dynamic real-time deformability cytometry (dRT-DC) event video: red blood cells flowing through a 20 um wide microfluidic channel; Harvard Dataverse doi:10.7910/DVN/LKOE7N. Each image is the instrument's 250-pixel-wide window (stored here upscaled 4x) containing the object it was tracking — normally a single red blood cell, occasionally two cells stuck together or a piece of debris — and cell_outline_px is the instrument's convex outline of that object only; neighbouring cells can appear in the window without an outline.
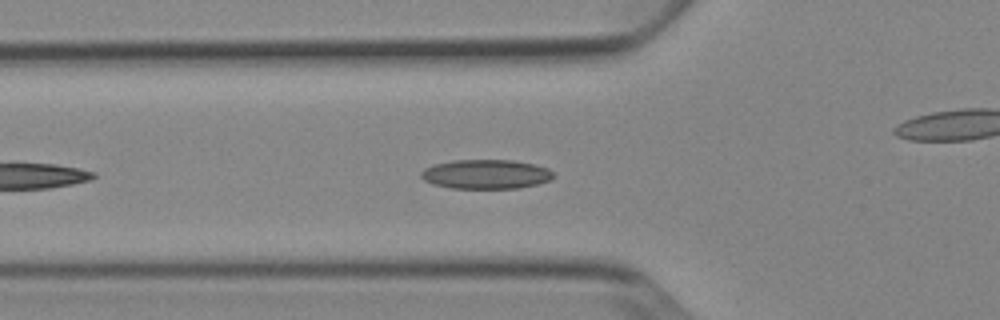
{"species": "Egyptian fruit bat (a non-hibernating species)", "species_latin": "Rousettus aegyptiacus", "temperature_condition": "cold", "stored_images_in_passage": 22, "camera_frame_rate_fps": 3000, "um_per_image_px": 0.085, "animal": {"sex": "female"}, "frame": {"image": 1, "passage_image": 7, "time_ms": 2.0, "image_size_px": [1000, 320], "cell_outline_px": [[552, 180], [536, 184], [516, 188], [452, 188], [432, 184], [424, 180], [420, 176], [420, 172], [424, 168], [432, 164], [452, 160], [512, 160], [536, 164], [548, 168], [552, 172]], "centroid_in_image_um": [41.27, 14.8], "position_along_channel_um": 84.5, "area_um2": 22.72}}
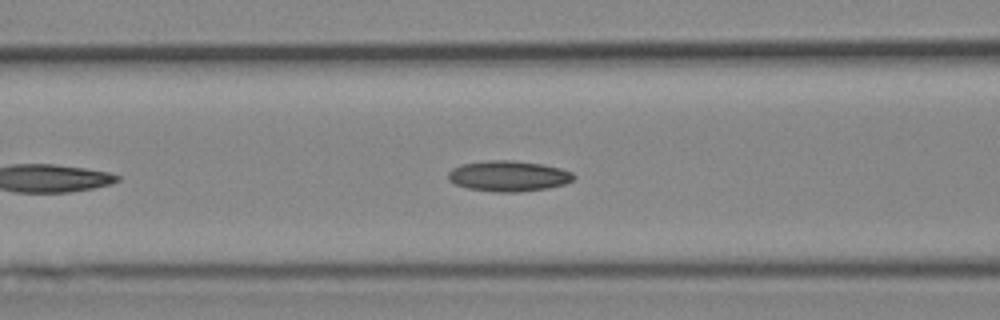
{"frame": {"image": 2, "passage_image": 10, "time_ms": 3.0, "image_size_px": [1000, 320], "cell_outline_px": [[576, 176], [572, 180], [564, 184], [548, 188], [520, 192], [496, 192], [468, 188], [456, 184], [448, 180], [448, 172], [452, 168], [460, 164], [484, 160], [512, 160], [544, 164], [560, 168], [572, 172]], "centroid_in_image_um": [43.21, 14.95], "position_along_channel_um": 123.4, "area_um2": 22.6}}
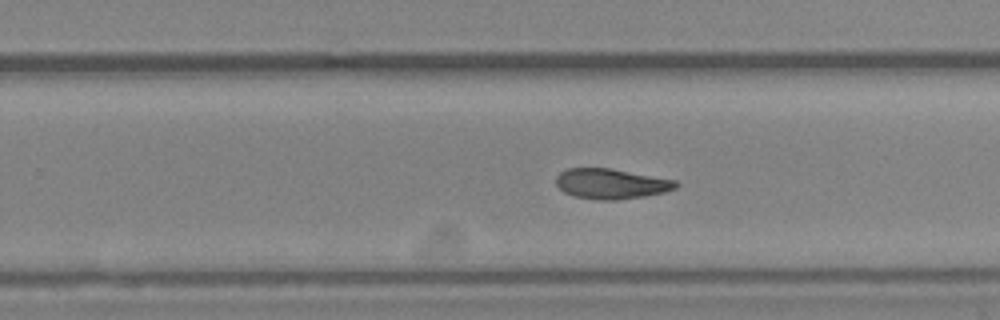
{"frame": {"image": 3, "passage_image": 19, "time_ms": 6.0, "image_size_px": [1000, 320], "cell_outline_px": [[680, 184], [676, 188], [664, 192], [644, 196], [616, 200], [600, 200], [572, 196], [564, 192], [556, 184], [556, 176], [560, 172], [568, 168], [612, 168], [676, 180]], "centroid_in_image_um": [51.95, 15.61], "position_along_channel_um": 277.9, "area_um2": 21.21}}